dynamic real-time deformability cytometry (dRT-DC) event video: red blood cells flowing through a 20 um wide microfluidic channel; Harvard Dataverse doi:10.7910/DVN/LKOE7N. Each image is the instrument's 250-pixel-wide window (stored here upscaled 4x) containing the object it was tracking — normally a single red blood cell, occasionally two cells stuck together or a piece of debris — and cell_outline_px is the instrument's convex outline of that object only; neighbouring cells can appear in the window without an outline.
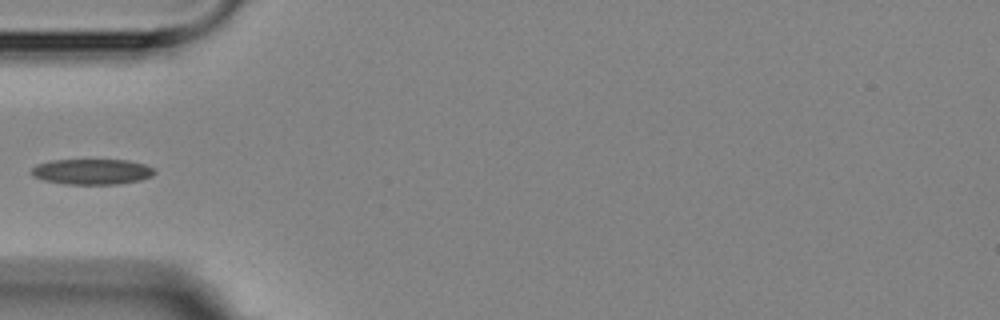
{"species": "Egyptian fruit bat (a non-hibernating species)", "species_latin": "Rousettus aegyptiacus", "temperature_condition": "room temperature", "stored_images_in_passage": 2, "camera_frame_rate_fps": 3000, "um_per_image_px": 0.085, "animal": {"sex": "female"}, "frame": {"image": 1, "passage_image": 2, "time_ms": 1.0, "image_size_px": [1000, 320], "cell_outline_px": [[156, 172], [152, 176], [140, 180], [120, 184], [64, 184], [44, 180], [32, 176], [28, 172], [36, 164], [52, 160], [128, 160], [144, 164], [152, 168]], "centroid_in_image_um": [7.78, 14.59], "position_along_channel_um": 77.2, "area_um2": 18.44}}